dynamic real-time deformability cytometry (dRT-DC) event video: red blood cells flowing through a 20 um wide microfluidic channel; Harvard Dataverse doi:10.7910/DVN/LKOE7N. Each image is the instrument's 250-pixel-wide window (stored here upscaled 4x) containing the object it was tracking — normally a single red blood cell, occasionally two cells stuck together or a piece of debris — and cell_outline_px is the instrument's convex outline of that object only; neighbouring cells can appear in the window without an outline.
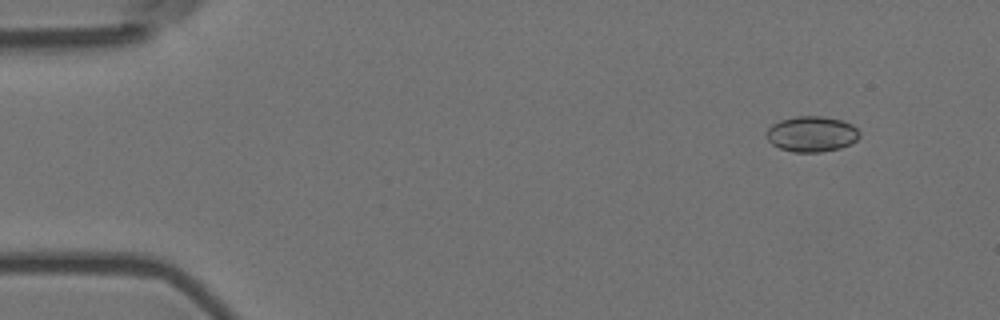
{"species": "Egyptian fruit bat (a non-hibernating species)", "species_latin": "Rousettus aegyptiacus", "temperature_condition": "room temperature", "stored_images_in_passage": 4, "camera_frame_rate_fps": 3000, "um_per_image_px": 0.085, "animal": {"sex": "female"}, "frame": {"image": 1, "passage_image": 1, "time_ms": 0.0, "image_size_px": [1000, 320], "cell_outline_px": [[860, 136], [856, 140], [840, 148], [820, 152], [792, 152], [780, 148], [772, 144], [768, 140], [764, 132], [772, 124], [780, 120], [796, 116], [824, 116], [840, 120], [852, 124], [860, 132]], "centroid_in_image_um": [68.96, 11.38], "position_along_channel_um": 16.0, "area_um2": 19.36}}
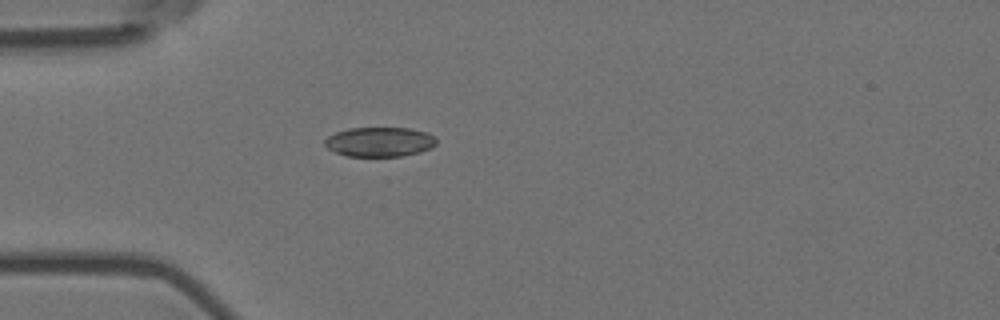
{"frame": {"image": 2, "passage_image": 4, "time_ms": 1.0, "image_size_px": [1000, 320], "cell_outline_px": [[436, 144], [432, 148], [420, 152], [400, 156], [344, 156], [328, 148], [324, 144], [324, 140], [328, 136], [336, 132], [348, 128], [408, 128], [428, 132], [436, 140]], "centroid_in_image_um": [32.26, 12.06], "position_along_channel_um": 52.7, "area_um2": 19.25}}